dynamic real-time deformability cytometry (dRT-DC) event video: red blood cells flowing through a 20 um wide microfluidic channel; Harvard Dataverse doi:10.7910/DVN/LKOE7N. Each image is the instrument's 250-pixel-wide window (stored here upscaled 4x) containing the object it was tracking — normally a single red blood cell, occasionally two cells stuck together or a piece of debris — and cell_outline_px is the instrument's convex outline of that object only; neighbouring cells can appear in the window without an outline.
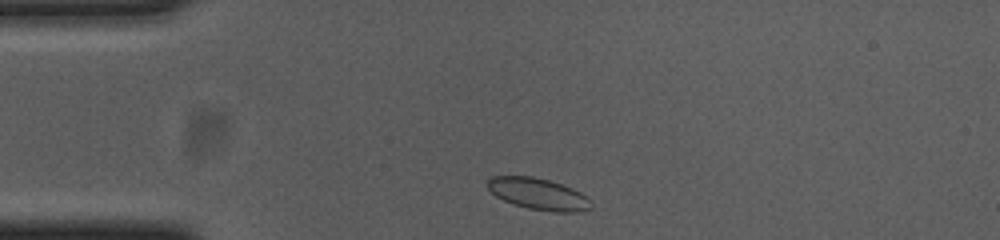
{"species": "common noctule bat (a hibernating species)", "species_latin": "Nyctalus noctula", "temperature_condition": "cold", "stored_images_in_passage": 36, "camera_frame_rate_fps": 3000, "um_per_image_px": 0.085, "animal": {"sex": "female", "body_mass_g": 23.0, "forearm_length_mm": 53.4}, "frame": {"image": 1, "passage_image": 2, "time_ms": 0.333, "image_size_px": [1000, 240], "cell_outline_px": [[592, 208], [580, 212], [552, 212], [528, 208], [504, 200], [496, 196], [484, 184], [492, 176], [532, 176], [548, 180], [572, 188], [588, 196], [592, 204]], "centroid_in_image_um": [45.78, 16.49], "position_along_channel_um": 39.2, "area_um2": 19.07}}
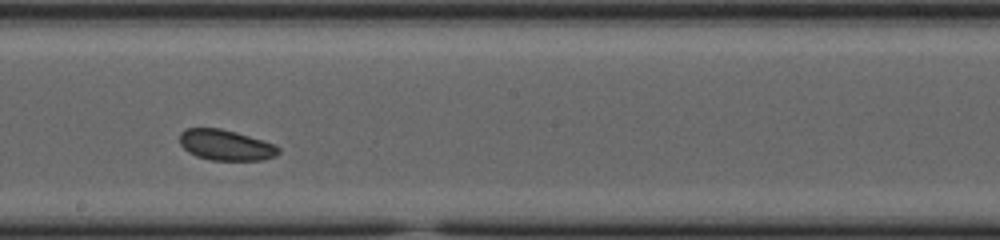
{"frame": {"image": 2, "passage_image": 20, "time_ms": 6.333, "image_size_px": [1000, 240], "cell_outline_px": [[280, 152], [276, 156], [264, 160], [212, 160], [196, 156], [188, 152], [180, 144], [180, 132], [184, 128], [220, 128], [236, 132], [276, 144], [280, 148]], "centroid_in_image_um": [19.2, 12.33], "position_along_channel_um": 229.0, "area_um2": 17.8}}
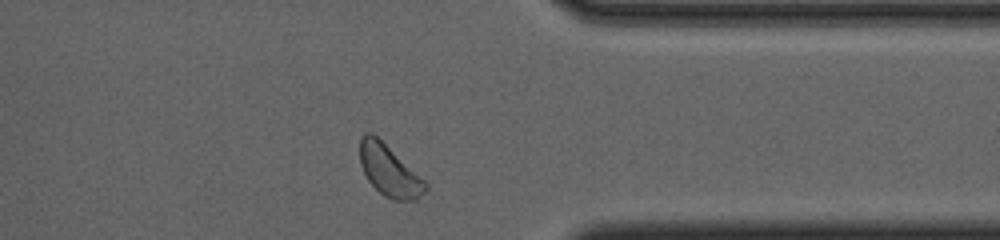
{"frame": {"image": 3, "passage_image": 33, "time_ms": 10.667, "image_size_px": [1000, 240], "cell_outline_px": [[428, 188], [416, 200], [392, 200], [384, 196], [368, 180], [360, 164], [360, 136], [364, 132], [372, 132], [424, 180], [428, 184]], "centroid_in_image_um": [33.06, 14.5], "position_along_channel_um": 378.3, "area_um2": 19.25}, "authors_computed_cell_mechanics": {"area_um2": 18.1781, "velocity_mm_per_s": 3.6354, "shape_relaxation_time_tau1_ms": 1.7896, "shape_relaxation_time_tau2_ms": null, "deformation_change_tau1": 0.0381, "deformation_change_tau2": null}}